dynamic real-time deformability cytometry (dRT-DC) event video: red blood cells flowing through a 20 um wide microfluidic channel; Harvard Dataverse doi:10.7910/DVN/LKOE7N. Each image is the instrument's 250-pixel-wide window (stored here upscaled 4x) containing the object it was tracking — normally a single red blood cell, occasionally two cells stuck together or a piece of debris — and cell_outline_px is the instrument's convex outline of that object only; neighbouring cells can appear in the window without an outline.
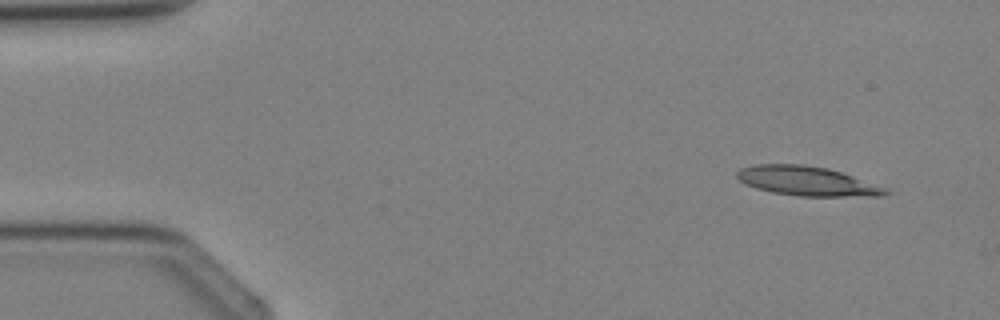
{"species": "Egyptian fruit bat (a non-hibernating species)", "species_latin": "Rousettus aegyptiacus", "temperature_condition": "cold", "stored_images_in_passage": 3, "camera_frame_rate_fps": 3000, "um_per_image_px": 0.085, "animal": {"sex": "female"}, "frame": {"image": 1, "passage_image": 1, "time_ms": 0.0, "image_size_px": [1000, 320], "cell_outline_px": [[892, 192], [880, 196], [796, 196], [772, 192], [756, 188], [744, 184], [736, 176], [736, 172], [740, 168], [752, 164], [804, 164], [828, 168], [852, 176], [884, 188]], "centroid_in_image_um": [68.52, 15.38], "position_along_channel_um": 16.5, "area_um2": 25.32}}
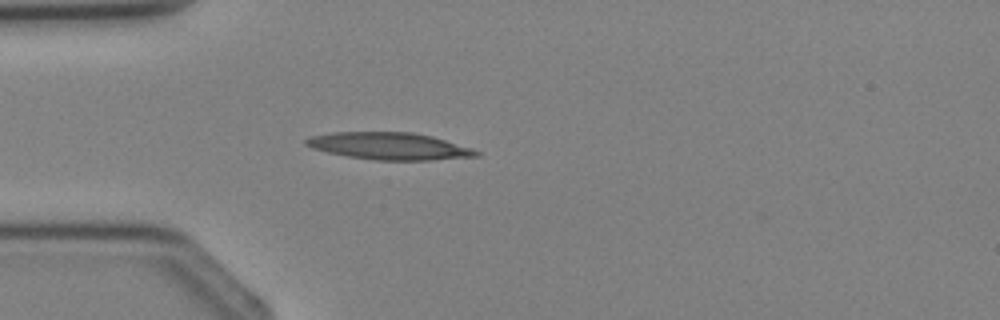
{"frame": {"image": 2, "passage_image": 3, "time_ms": 2.333, "image_size_px": [1000, 320], "cell_outline_px": [[480, 156], [432, 160], [376, 160], [348, 156], [328, 152], [312, 148], [304, 144], [304, 140], [308, 136], [332, 132], [412, 132], [432, 136], [472, 148], [480, 152]], "centroid_in_image_um": [33.08, 12.41], "position_along_channel_um": 51.9, "area_um2": 26.93}}